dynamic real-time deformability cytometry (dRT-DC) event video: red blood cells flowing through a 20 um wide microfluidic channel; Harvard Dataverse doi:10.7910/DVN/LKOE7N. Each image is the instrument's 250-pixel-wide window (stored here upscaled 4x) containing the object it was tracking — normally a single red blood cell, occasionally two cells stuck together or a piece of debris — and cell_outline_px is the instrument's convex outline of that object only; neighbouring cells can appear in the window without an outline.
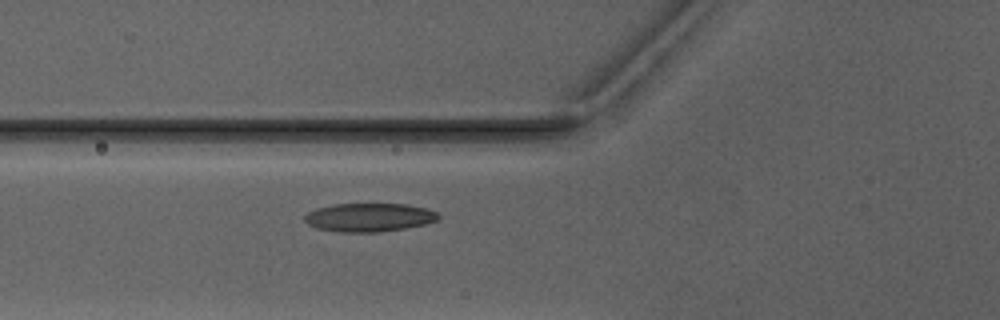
{"species": "Egyptian fruit bat (a non-hibernating species)", "species_latin": "Rousettus aegyptiacus", "temperature_condition": "warm", "stored_images_in_passage": 5, "camera_frame_rate_fps": 3000, "um_per_image_px": 0.085, "animal": {"sex": "male"}, "frame": {"image": 1, "passage_image": 5, "time_ms": 4.667, "image_size_px": [1000, 320], "cell_outline_px": [[440, 216], [436, 220], [424, 224], [404, 228], [380, 232], [340, 232], [316, 228], [308, 224], [304, 220], [304, 216], [308, 212], [316, 208], [332, 204], [408, 204], [428, 208], [436, 212]], "centroid_in_image_um": [31.36, 18.47], "position_along_channel_um": 94.4, "area_um2": 22.25}}